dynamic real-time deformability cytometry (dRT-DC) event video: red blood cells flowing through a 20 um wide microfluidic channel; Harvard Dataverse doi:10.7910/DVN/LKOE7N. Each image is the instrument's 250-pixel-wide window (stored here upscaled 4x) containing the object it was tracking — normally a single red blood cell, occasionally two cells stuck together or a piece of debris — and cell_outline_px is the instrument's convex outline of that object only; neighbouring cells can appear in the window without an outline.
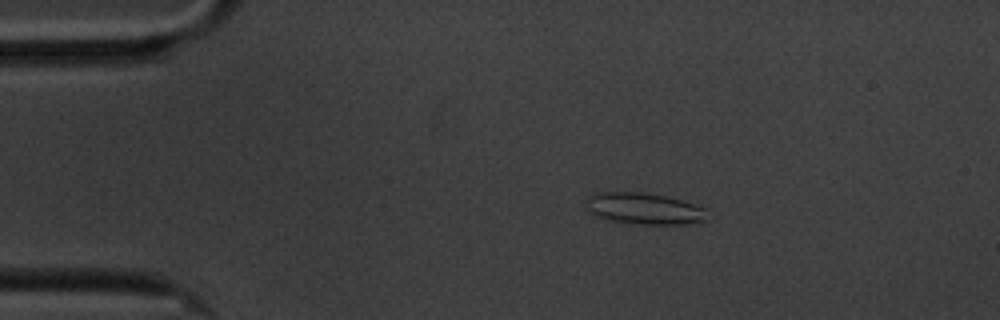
{"species": "common noctule bat (a hibernating species)", "species_latin": "Nyctalus noctula", "temperature_condition": "cold", "stored_images_in_passage": 7, "camera_frame_rate_fps": 3000, "um_per_image_px": 0.085, "animal": {"sex": "male", "body_mass_g": 20.1, "forearm_length_mm": 53.5}, "frame": {"image": 1, "passage_image": 2, "time_ms": 1.333, "image_size_px": [1000, 320], "cell_outline_px": [[708, 220], [688, 224], [624, 224], [604, 220], [588, 212], [584, 208], [584, 204], [588, 196], [592, 192], [640, 192], [668, 196], [704, 208]], "centroid_in_image_um": [54.64, 17.74], "position_along_channel_um": 30.4, "area_um2": 22.83}}
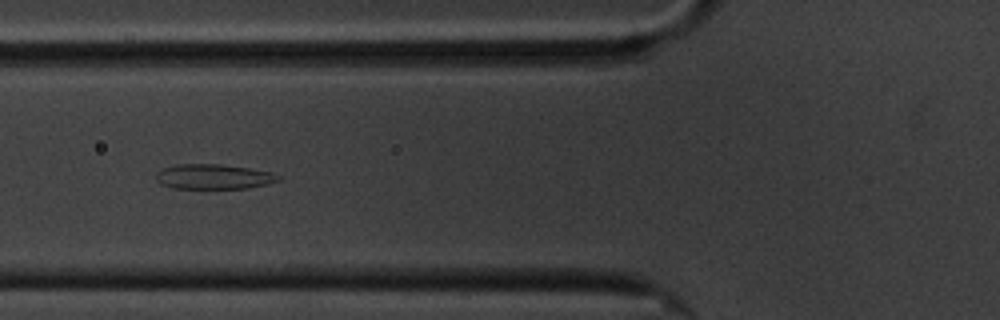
{"frame": {"image": 2, "passage_image": 5, "time_ms": 5.0, "image_size_px": [1000, 320], "cell_outline_px": [[280, 180], [268, 184], [248, 188], [172, 188], [160, 184], [156, 180], [156, 172], [164, 168], [176, 164], [220, 164], [248, 168], [272, 172], [280, 176]], "centroid_in_image_um": [18.15, 15.01], "position_along_channel_um": 107.7, "area_um2": 17.8}}
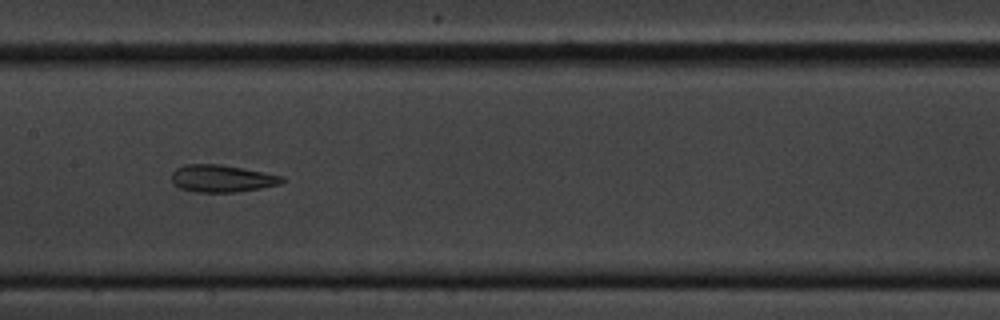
{"frame": {"image": 3, "passage_image": 7, "time_ms": 7.333, "image_size_px": [1000, 320], "cell_outline_px": [[284, 180], [280, 184], [260, 188], [236, 192], [196, 192], [180, 188], [172, 180], [172, 172], [176, 168], [184, 164], [220, 164], [264, 172], [284, 176]], "centroid_in_image_um": [18.86, 15.16], "position_along_channel_um": 188.5, "area_um2": 17.46}}